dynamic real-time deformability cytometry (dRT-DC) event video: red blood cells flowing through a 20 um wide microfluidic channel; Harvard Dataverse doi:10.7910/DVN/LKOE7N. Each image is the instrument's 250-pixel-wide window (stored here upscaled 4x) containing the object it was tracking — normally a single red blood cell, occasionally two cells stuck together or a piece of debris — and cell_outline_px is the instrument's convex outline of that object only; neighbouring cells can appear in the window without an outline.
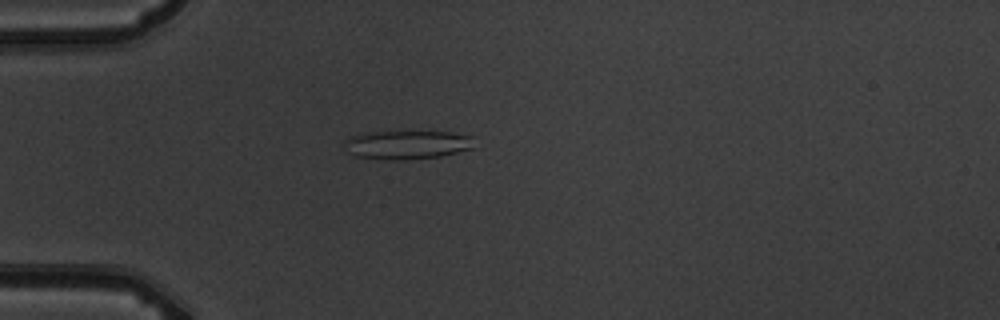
{"species": "common noctule bat (a hibernating species)", "species_latin": "Nyctalus noctula", "temperature_condition": "warm", "stored_images_in_passage": 2, "camera_frame_rate_fps": 3000, "um_per_image_px": 0.085, "animal": {"sex": "male", "body_mass_g": 19.5, "forearm_length_mm": 54.6}, "frame": {"image": 1, "passage_image": 2, "time_ms": 1.333, "image_size_px": [1000, 320], "cell_outline_px": [[472, 148], [440, 156], [404, 160], [392, 160], [356, 156], [348, 152], [344, 144], [344, 140], [352, 136], [368, 132], [452, 132], [472, 136]], "centroid_in_image_um": [34.58, 12.3], "position_along_channel_um": 50.4, "area_um2": 21.44}}